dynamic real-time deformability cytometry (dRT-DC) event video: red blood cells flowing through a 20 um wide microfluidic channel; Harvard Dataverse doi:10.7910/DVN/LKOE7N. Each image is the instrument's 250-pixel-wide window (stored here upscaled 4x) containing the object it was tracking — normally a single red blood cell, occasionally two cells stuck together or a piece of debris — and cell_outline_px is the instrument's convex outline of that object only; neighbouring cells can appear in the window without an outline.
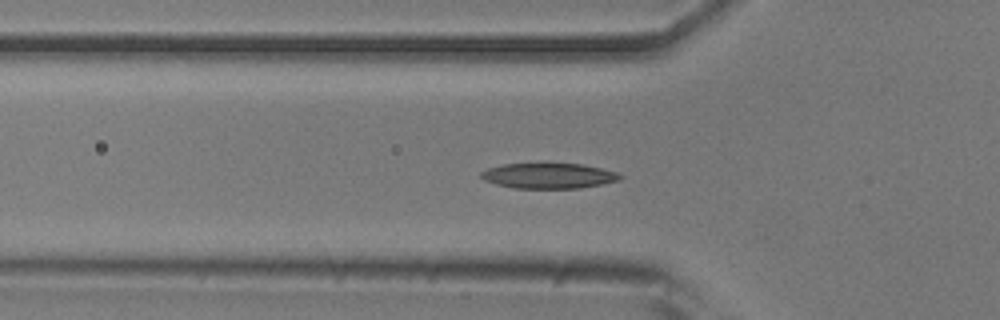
{"species": "common noctule bat (a hibernating species)", "species_latin": "Nyctalus noctula", "temperature_condition": "room temperature", "stored_images_in_passage": 21, "camera_frame_rate_fps": 3000, "um_per_image_px": 0.085, "animal": {"sex": "male", "body_mass_g": 20.5, "forearm_length_mm": 52.5}, "frame": {"image": 1, "passage_image": 3, "time_ms": 0.667, "image_size_px": [1000, 320], "cell_outline_px": [[624, 176], [620, 180], [580, 188], [512, 188], [496, 184], [484, 180], [480, 176], [480, 172], [488, 168], [504, 164], [580, 164], [600, 168], [616, 172]], "centroid_in_image_um": [46.62, 14.95], "position_along_channel_um": 79.2, "area_um2": 20.35}}
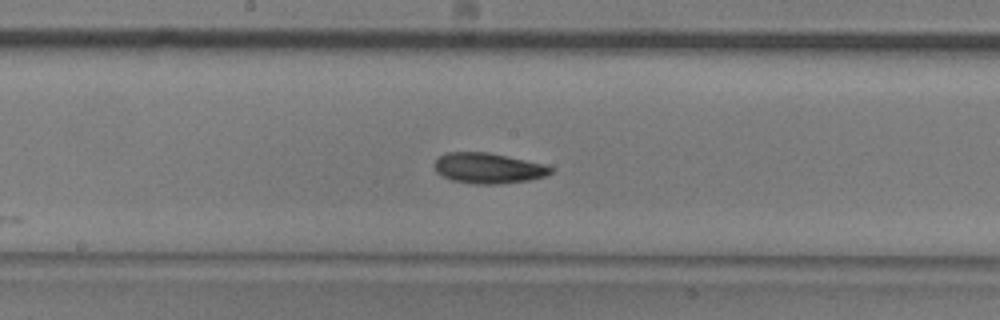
{"frame": {"image": 2, "passage_image": 13, "time_ms": 4.0, "image_size_px": [1000, 320], "cell_outline_px": [[552, 172], [544, 176], [528, 180], [500, 184], [472, 184], [452, 180], [436, 172], [432, 164], [440, 156], [448, 152], [488, 152], [544, 164], [552, 168]], "centroid_in_image_um": [41.46, 14.29], "position_along_channel_um": 206.7, "area_um2": 20.58}}
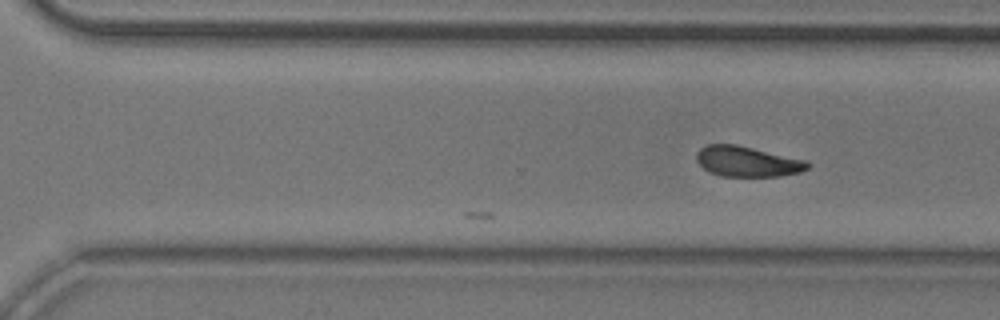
{"frame": {"image": 3, "passage_image": 21, "time_ms": 6.667, "image_size_px": [1000, 320], "cell_outline_px": [[812, 164], [808, 168], [800, 172], [780, 176], [720, 176], [708, 172], [696, 160], [696, 152], [700, 148], [708, 144], [736, 144], [808, 160]], "centroid_in_image_um": [63.53, 13.72], "position_along_channel_um": 307.1, "area_um2": 19.88}}